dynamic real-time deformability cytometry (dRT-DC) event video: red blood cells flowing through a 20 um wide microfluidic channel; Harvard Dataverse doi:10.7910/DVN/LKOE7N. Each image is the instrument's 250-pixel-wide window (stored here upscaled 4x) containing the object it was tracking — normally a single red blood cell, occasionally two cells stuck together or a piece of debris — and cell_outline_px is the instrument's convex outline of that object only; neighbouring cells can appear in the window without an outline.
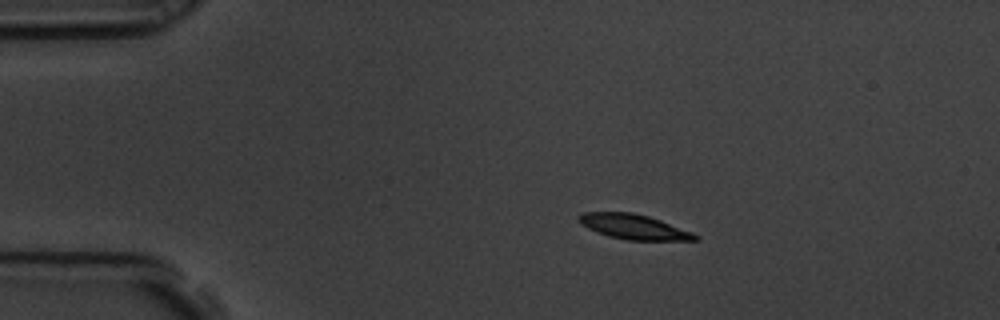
{"species": "common noctule bat (a hibernating species)", "species_latin": "Nyctalus noctula", "temperature_condition": "room temperature", "stored_images_in_passage": 4, "camera_frame_rate_fps": 3000, "um_per_image_px": 0.085, "animal": {"sex": "male", "body_mass_g": 19.5, "forearm_length_mm": 54.6}, "frame": {"image": 1, "passage_image": 3, "time_ms": 0.667, "image_size_px": [1000, 320], "cell_outline_px": [[700, 240], [628, 240], [608, 236], [596, 232], [580, 224], [576, 220], [576, 216], [584, 212], [632, 212], [648, 216], [660, 220], [692, 232], [700, 236]], "centroid_in_image_um": [53.83, 19.27], "position_along_channel_um": 31.2, "area_um2": 16.99}}